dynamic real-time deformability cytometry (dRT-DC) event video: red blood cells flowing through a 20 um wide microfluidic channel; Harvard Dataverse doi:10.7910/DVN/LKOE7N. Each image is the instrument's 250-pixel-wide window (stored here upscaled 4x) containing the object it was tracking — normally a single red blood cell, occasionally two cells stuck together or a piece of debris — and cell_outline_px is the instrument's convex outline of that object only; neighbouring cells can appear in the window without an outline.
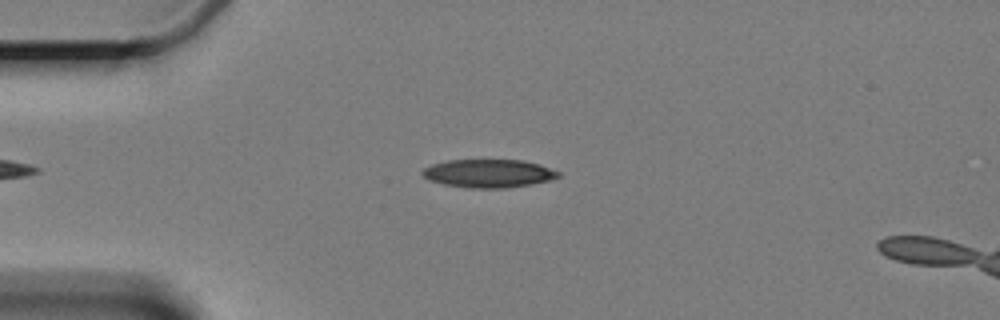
{"species": "Egyptian fruit bat (a non-hibernating species)", "species_latin": "Rousettus aegyptiacus", "temperature_condition": "cold", "stored_images_in_passage": 3, "camera_frame_rate_fps": 3000, "um_per_image_px": 0.085, "animal": {"sex": "female"}, "frame": {"image": 1, "passage_image": 1, "time_ms": 0.0, "image_size_px": [1000, 320], "cell_outline_px": [[560, 176], [548, 180], [528, 184], [504, 188], [468, 188], [444, 184], [432, 180], [424, 176], [420, 172], [424, 168], [432, 164], [448, 160], [524, 160], [540, 164], [560, 172]], "centroid_in_image_um": [41.52, 14.73], "position_along_channel_um": 43.5, "area_um2": 22.14}}